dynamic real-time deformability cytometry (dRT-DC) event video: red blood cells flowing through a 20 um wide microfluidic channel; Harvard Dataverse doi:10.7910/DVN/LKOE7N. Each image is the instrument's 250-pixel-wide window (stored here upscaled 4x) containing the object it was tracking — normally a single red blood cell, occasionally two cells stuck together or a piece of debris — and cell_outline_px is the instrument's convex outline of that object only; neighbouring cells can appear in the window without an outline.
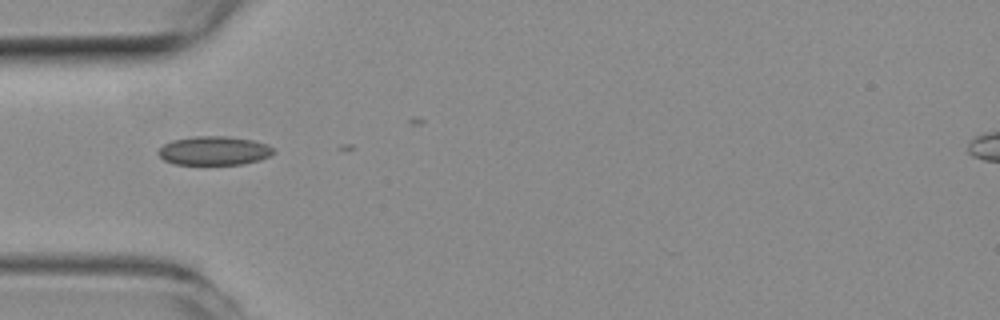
{"species": "common noctule bat (a hibernating species)", "species_latin": "Nyctalus noctula", "temperature_condition": "room temperature", "stored_images_in_passage": 3, "camera_frame_rate_fps": 3000, "um_per_image_px": 0.085, "animal": {"sex": "female", "body_mass_g": 19.3, "forearm_length_mm": 54.1}, "frame": {"image": 1, "passage_image": 1, "time_ms": 0.0, "image_size_px": [1000, 320], "cell_outline_px": [[276, 152], [260, 160], [244, 164], [172, 164], [164, 160], [160, 156], [160, 148], [164, 144], [172, 140], [196, 136], [224, 136], [252, 140], [268, 144], [276, 148]], "centroid_in_image_um": [18.25, 12.81], "position_along_channel_um": 66.8, "area_um2": 19.36}}